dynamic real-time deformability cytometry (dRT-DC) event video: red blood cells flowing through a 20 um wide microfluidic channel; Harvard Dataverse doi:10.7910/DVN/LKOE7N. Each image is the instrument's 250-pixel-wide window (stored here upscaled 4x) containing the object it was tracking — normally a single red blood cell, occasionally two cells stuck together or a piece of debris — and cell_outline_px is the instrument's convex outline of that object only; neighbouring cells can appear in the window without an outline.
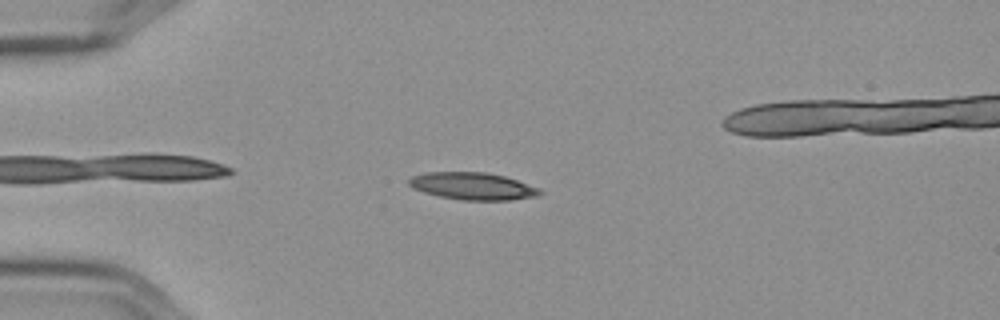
{"species": "Egyptian fruit bat (a non-hibernating species)", "species_latin": "Rousettus aegyptiacus", "temperature_condition": "cold", "stored_images_in_passage": 21, "camera_frame_rate_fps": 3000, "um_per_image_px": 0.085, "frame": {"image": 1, "passage_image": 6, "time_ms": 1.667, "image_size_px": [1000, 320], "cell_outline_px": [[544, 192], [536, 196], [508, 200], [460, 200], [440, 196], [424, 192], [412, 188], [408, 184], [408, 180], [412, 176], [428, 172], [488, 172], [504, 176], [540, 188]], "centroid_in_image_um": [40.18, 15.82], "position_along_channel_um": 44.8, "area_um2": 20.75}}
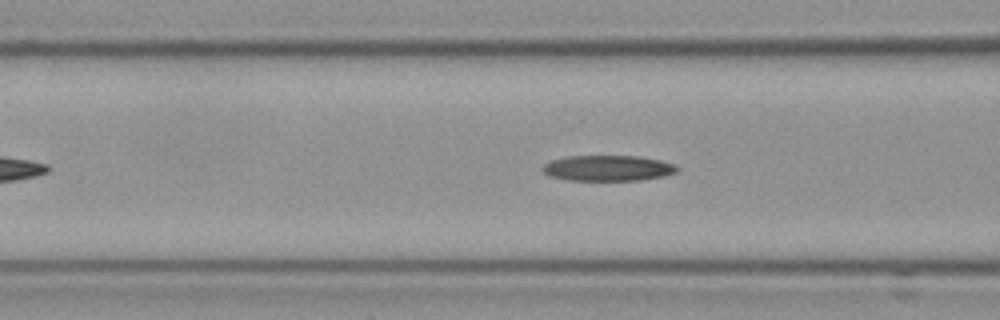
{"frame": {"image": 2, "passage_image": 14, "time_ms": 4.333, "image_size_px": [1000, 320], "cell_outline_px": [[680, 168], [676, 172], [664, 176], [640, 180], [568, 180], [548, 176], [540, 168], [544, 164], [552, 160], [568, 156], [640, 156], [660, 160], [676, 164]], "centroid_in_image_um": [51.68, 14.29], "position_along_channel_um": 114.9, "area_um2": 20.23}}
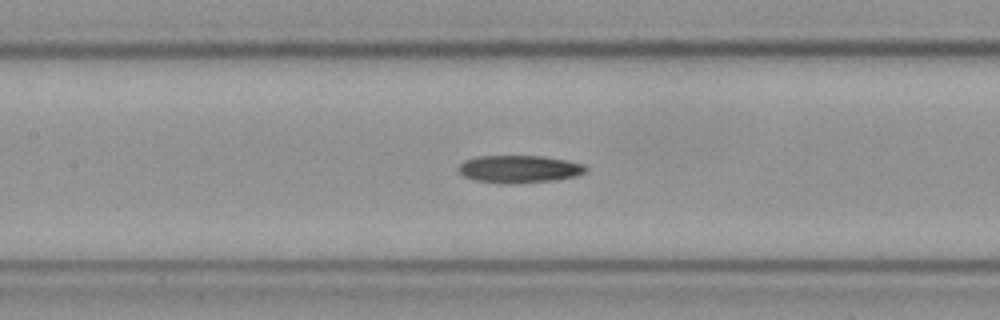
{"frame": {"image": 3, "passage_image": 18, "time_ms": 5.667, "image_size_px": [1000, 320], "cell_outline_px": [[588, 168], [584, 172], [572, 176], [552, 180], [508, 184], [476, 180], [464, 176], [460, 172], [460, 164], [464, 160], [476, 156], [544, 156], [568, 160], [584, 164]], "centroid_in_image_um": [44.13, 14.35], "position_along_channel_um": 163.3, "area_um2": 20.17}}